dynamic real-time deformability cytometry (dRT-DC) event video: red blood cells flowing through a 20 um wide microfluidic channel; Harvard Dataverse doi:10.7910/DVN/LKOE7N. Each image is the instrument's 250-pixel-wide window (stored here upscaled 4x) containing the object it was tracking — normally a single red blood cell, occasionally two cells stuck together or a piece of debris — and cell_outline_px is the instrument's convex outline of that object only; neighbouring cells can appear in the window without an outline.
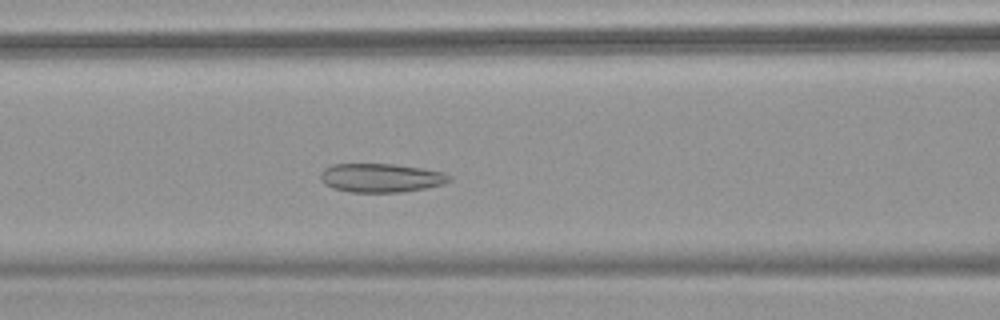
{"species": "common noctule bat (a hibernating species)", "species_latin": "Nyctalus noctula", "temperature_condition": "warm", "stored_images_in_passage": 49, "camera_frame_rate_fps": 3000, "um_per_image_px": 0.085, "animal": {"sex": "female", "body_mass_g": 18.4}, "frame": {"image": 1, "passage_image": 19, "time_ms": 6.0, "image_size_px": [1000, 320], "cell_outline_px": [[452, 180], [444, 184], [424, 188], [400, 192], [352, 192], [332, 188], [324, 184], [320, 180], [320, 172], [324, 168], [332, 164], [392, 164], [420, 168], [444, 172], [452, 176]], "centroid_in_image_um": [32.36, 15.11], "position_along_channel_um": 134.2, "area_um2": 21.68}}
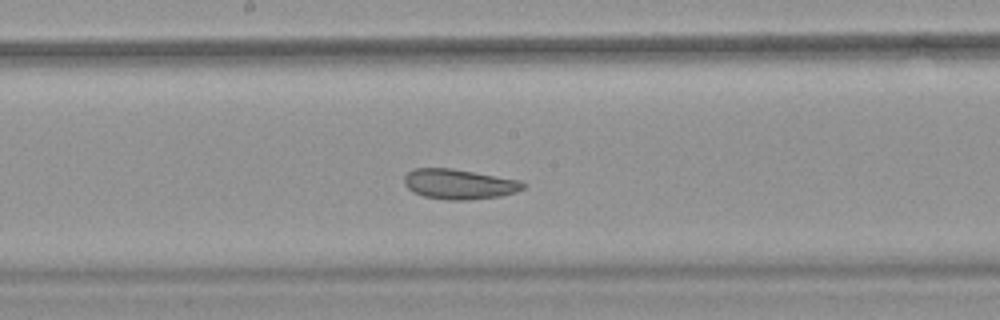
{"frame": {"image": 2, "passage_image": 25, "time_ms": 8.0, "image_size_px": [1000, 320], "cell_outline_px": [[528, 184], [524, 188], [516, 192], [500, 196], [468, 200], [444, 200], [424, 196], [412, 192], [404, 184], [404, 176], [408, 172], [416, 168], [452, 168], [520, 180]], "centroid_in_image_um": [39.03, 15.65], "position_along_channel_um": 209.2, "area_um2": 20.98}}
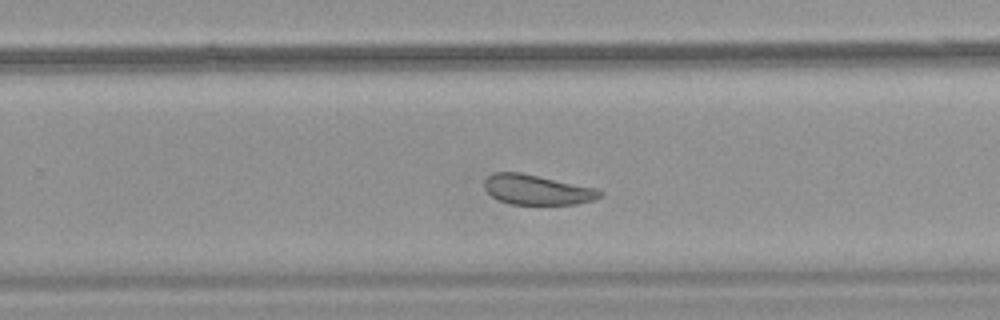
{"frame": {"image": 3, "passage_image": 31, "time_ms": 10.0, "image_size_px": [1000, 320], "cell_outline_px": [[604, 192], [600, 196], [592, 200], [576, 204], [512, 204], [496, 200], [484, 188], [484, 180], [492, 172], [520, 172], [596, 188]], "centroid_in_image_um": [45.61, 16.12], "position_along_channel_um": 284.2, "area_um2": 20.11}, "authors_computed_cell_mechanics": {"area_um2": 23.4668, "velocity_mm_per_s": 3.766, "shape_relaxation_time_tau1_ms": 6.8862, "shape_relaxation_time_tau2_ms": 2.0676, "deformation_change_tau1": 0.093, "deformation_change_tau2": 0.0864}}